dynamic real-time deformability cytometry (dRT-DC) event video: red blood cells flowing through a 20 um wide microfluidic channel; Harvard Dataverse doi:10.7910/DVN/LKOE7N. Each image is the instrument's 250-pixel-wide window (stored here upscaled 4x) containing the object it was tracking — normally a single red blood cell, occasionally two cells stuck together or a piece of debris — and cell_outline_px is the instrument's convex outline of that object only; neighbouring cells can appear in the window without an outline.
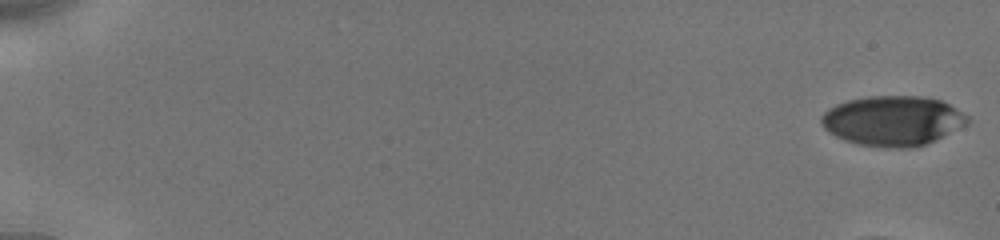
{"species": "human", "species_latin": "Homo sapiens", "temperature_condition": "cold", "stored_images_in_passage": 50, "camera_frame_rate_fps": 3000, "um_per_image_px": 0.085, "donor": {"sex": "male"}, "frame": {"image": 1, "passage_image": 1, "time_ms": 0.0, "image_size_px": [1000, 240], "cell_outline_px": [[968, 124], [936, 140], [912, 148], [884, 148], [856, 144], [844, 140], [828, 132], [824, 128], [820, 120], [820, 116], [828, 108], [836, 104], [848, 100], [868, 96], [924, 96], [940, 100], [956, 108], [968, 116]], "centroid_in_image_um": [75.87, 10.27], "position_along_channel_um": 9.1, "area_um2": 42.83}}
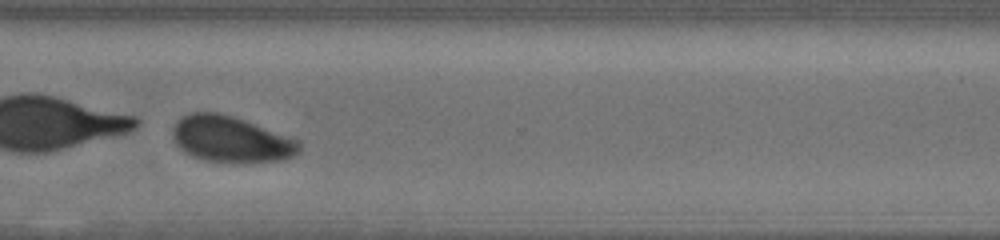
{"frame": {"image": 2, "passage_image": 44, "time_ms": 14.333, "image_size_px": [1000, 240], "cell_outline_px": [[300, 152], [296, 156], [284, 160], [236, 164], [204, 160], [192, 156], [184, 152], [176, 144], [172, 136], [172, 128], [180, 116], [192, 112], [220, 112], [244, 120], [300, 140]], "centroid_in_image_um": [19.64, 11.86], "position_along_channel_um": 351.0, "area_um2": 34.68}}